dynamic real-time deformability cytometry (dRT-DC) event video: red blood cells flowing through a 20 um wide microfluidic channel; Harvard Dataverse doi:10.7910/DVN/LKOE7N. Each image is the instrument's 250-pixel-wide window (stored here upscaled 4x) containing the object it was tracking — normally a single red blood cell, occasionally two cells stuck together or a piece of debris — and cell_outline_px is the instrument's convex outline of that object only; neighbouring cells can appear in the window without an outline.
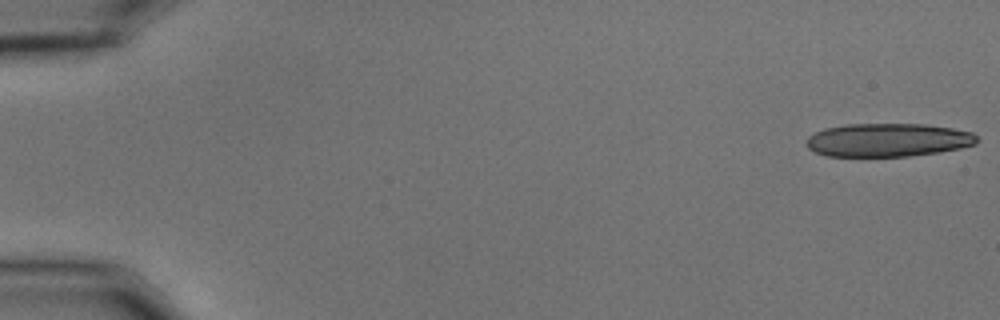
{"species": "common noctule bat (a hibernating species)", "species_latin": "Nyctalus noctula", "temperature_condition": "cold", "stored_images_in_passage": 21, "camera_frame_rate_fps": 3000, "um_per_image_px": 0.085, "animal": {"sex": "male", "body_mass_g": 15.6}, "frame": {"image": 1, "passage_image": 1, "time_ms": 0.0, "image_size_px": [1000, 320], "cell_outline_px": [[980, 140], [976, 144], [960, 148], [940, 152], [908, 156], [828, 156], [816, 152], [808, 148], [808, 136], [824, 128], [844, 124], [924, 124], [952, 128], [972, 132]], "centroid_in_image_um": [75.5, 11.89], "position_along_channel_um": 9.5, "area_um2": 33.18}}